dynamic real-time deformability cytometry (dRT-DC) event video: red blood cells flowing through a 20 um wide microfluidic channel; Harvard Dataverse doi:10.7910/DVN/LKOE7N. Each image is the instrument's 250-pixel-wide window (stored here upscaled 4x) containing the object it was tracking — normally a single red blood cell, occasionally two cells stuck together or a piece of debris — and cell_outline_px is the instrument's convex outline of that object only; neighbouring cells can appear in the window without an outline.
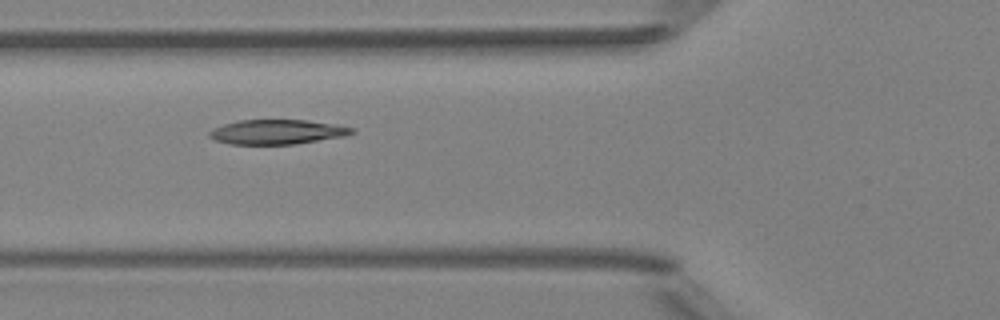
{"species": "Egyptian fruit bat (a non-hibernating species)", "species_latin": "Rousettus aegyptiacus", "temperature_condition": "room temperature", "stored_images_in_passage": 8, "camera_frame_rate_fps": 3000, "um_per_image_px": 0.085, "animal": {"sex": "female"}, "frame": {"image": 1, "passage_image": 5, "time_ms": 1.333, "image_size_px": [1000, 320], "cell_outline_px": [[356, 132], [344, 136], [292, 144], [228, 144], [216, 140], [208, 136], [208, 132], [224, 124], [236, 120], [304, 120], [336, 124], [356, 128]], "centroid_in_image_um": [23.57, 11.21], "position_along_channel_um": 102.2, "area_um2": 20.35}}
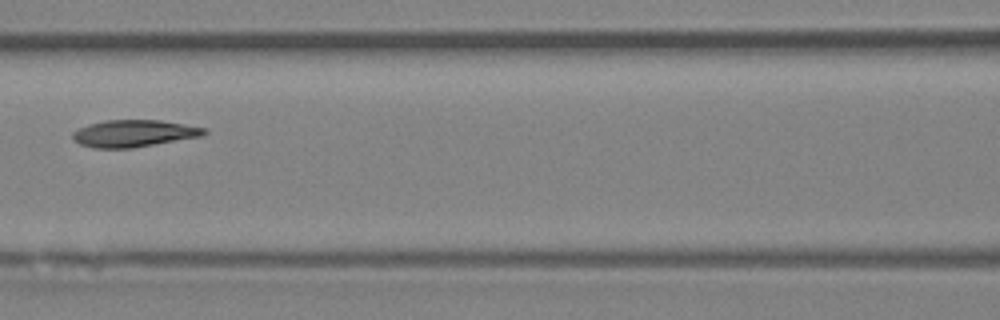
{"frame": {"image": 2, "passage_image": 6, "time_ms": 1.667, "image_size_px": [1000, 320], "cell_outline_px": [[208, 132], [200, 136], [132, 148], [92, 148], [80, 144], [72, 140], [72, 132], [88, 124], [104, 120], [160, 120], [208, 128]], "centroid_in_image_um": [11.35, 11.33], "position_along_channel_um": 155.3, "area_um2": 20.69}}
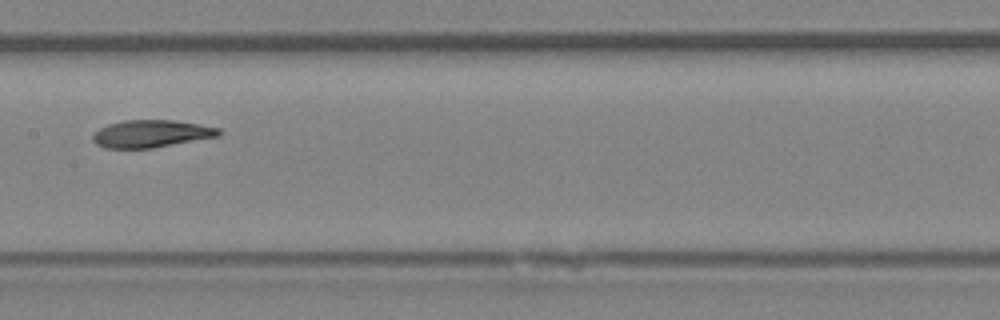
{"frame": {"image": 3, "passage_image": 7, "time_ms": 2.0, "image_size_px": [1000, 320], "cell_outline_px": [[224, 132], [220, 136], [152, 148], [104, 148], [96, 144], [92, 140], [92, 136], [100, 128], [108, 124], [124, 120], [172, 120], [220, 128]], "centroid_in_image_um": [12.86, 11.37], "position_along_channel_um": 194.5, "area_um2": 20.11}}